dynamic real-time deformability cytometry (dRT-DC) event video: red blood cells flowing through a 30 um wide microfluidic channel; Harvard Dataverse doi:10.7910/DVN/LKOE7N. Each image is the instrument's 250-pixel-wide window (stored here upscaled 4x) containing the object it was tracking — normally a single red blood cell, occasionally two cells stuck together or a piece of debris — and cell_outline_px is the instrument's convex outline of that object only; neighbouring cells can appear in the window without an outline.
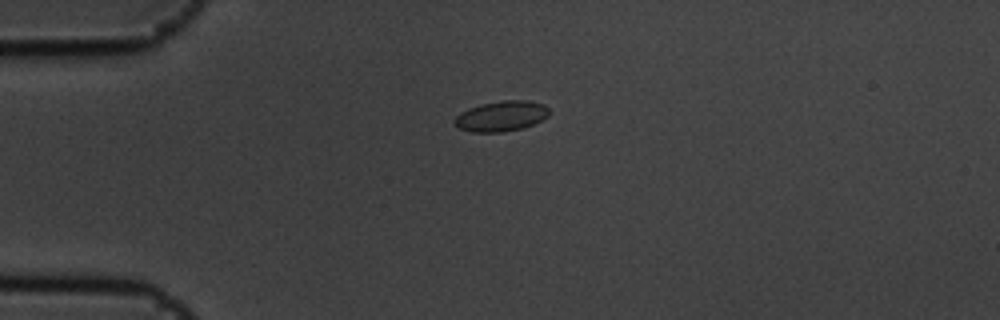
{"species": "common noctule bat (a hibernating species)", "species_latin": "Nyctalus noctula", "temperature_condition": "cold", "stored_images_in_passage": 43, "camera_frame_rate_fps": 3000, "um_per_image_px": 0.085, "animal": {"sex": "male", "body_mass_g": 19.5, "forearm_length_mm": 54.6}, "frame": {"image": 1, "passage_image": 1, "time_ms": 0.0, "image_size_px": [1000, 320], "cell_outline_px": [[548, 116], [524, 128], [504, 132], [472, 132], [460, 128], [452, 124], [452, 120], [460, 112], [468, 108], [480, 104], [504, 100], [528, 100], [544, 104], [548, 108]], "centroid_in_image_um": [42.57, 9.87], "position_along_channel_um": 42.4, "area_um2": 16.88}}
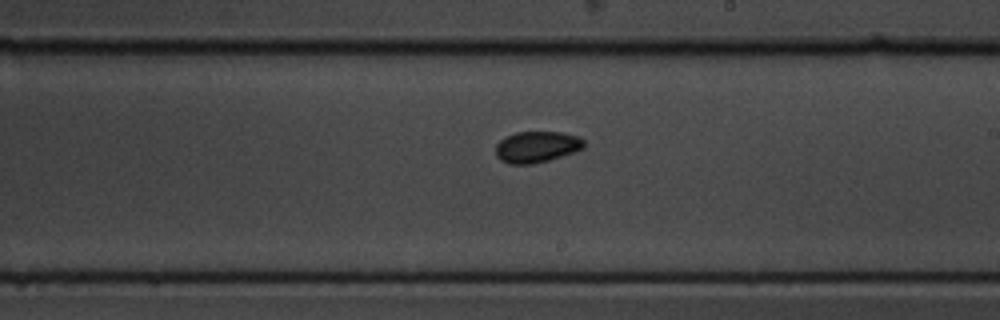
{"frame": {"image": 2, "passage_image": 20, "time_ms": 6.333, "image_size_px": [1000, 320], "cell_outline_px": [[584, 148], [548, 160], [532, 164], [508, 164], [500, 160], [496, 156], [496, 144], [504, 136], [516, 132], [560, 132], [576, 136], [584, 140]], "centroid_in_image_um": [45.57, 12.48], "position_along_channel_um": 243.4, "area_um2": 16.01}}
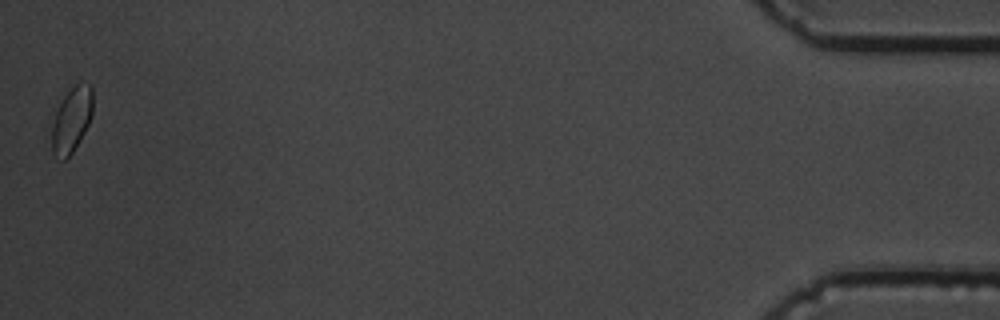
{"frame": {"image": 3, "passage_image": 43, "time_ms": 14.0, "image_size_px": [1000, 320], "cell_outline_px": [[92, 116], [84, 132], [72, 152], [64, 160], [52, 152], [52, 124], [56, 112], [64, 96], [76, 84], [88, 84], [92, 88]], "centroid_in_image_um": [6.09, 10.18], "position_along_channel_um": 429.1, "area_um2": 15.03}, "authors_computed_cell_mechanics": {"area_um2": 15.6638, "velocity_mm_per_s": 3.582, "shape_relaxation_time_tau1_ms": 0.9943, "shape_relaxation_time_tau2_ms": 3.3733, "deformation_change_tau1": 0.0734, "deformation_change_tau2": 0.0546}}